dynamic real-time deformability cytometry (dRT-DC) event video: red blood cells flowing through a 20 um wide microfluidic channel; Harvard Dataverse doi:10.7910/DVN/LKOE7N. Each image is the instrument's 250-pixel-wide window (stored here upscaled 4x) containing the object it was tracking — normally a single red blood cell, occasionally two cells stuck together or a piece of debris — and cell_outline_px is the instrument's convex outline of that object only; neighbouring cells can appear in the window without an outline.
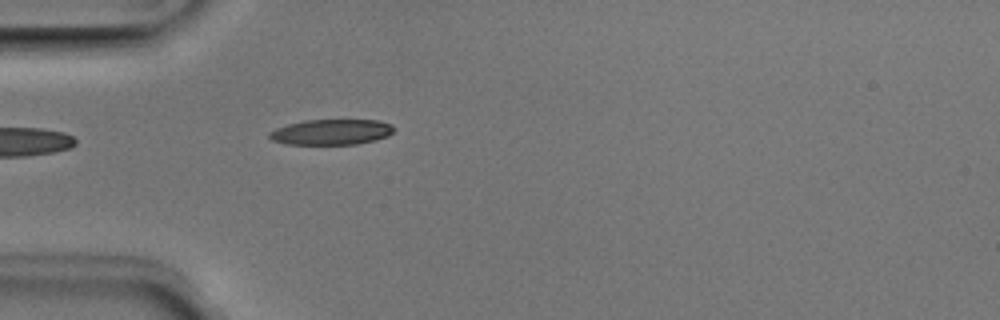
{"species": "Egyptian fruit bat (a non-hibernating species)", "species_latin": "Rousettus aegyptiacus", "temperature_condition": "room temperature", "stored_images_in_passage": 3, "camera_frame_rate_fps": 3000, "um_per_image_px": 0.085, "animal": {"sex": "male"}, "frame": {"image": 1, "passage_image": 3, "time_ms": 0.667, "image_size_px": [1000, 320], "cell_outline_px": [[396, 128], [388, 136], [376, 140], [356, 144], [284, 144], [272, 140], [268, 136], [268, 132], [276, 128], [288, 124], [304, 120], [380, 120], [392, 124]], "centroid_in_image_um": [28.18, 11.22], "position_along_channel_um": 56.8, "area_um2": 18.67}}